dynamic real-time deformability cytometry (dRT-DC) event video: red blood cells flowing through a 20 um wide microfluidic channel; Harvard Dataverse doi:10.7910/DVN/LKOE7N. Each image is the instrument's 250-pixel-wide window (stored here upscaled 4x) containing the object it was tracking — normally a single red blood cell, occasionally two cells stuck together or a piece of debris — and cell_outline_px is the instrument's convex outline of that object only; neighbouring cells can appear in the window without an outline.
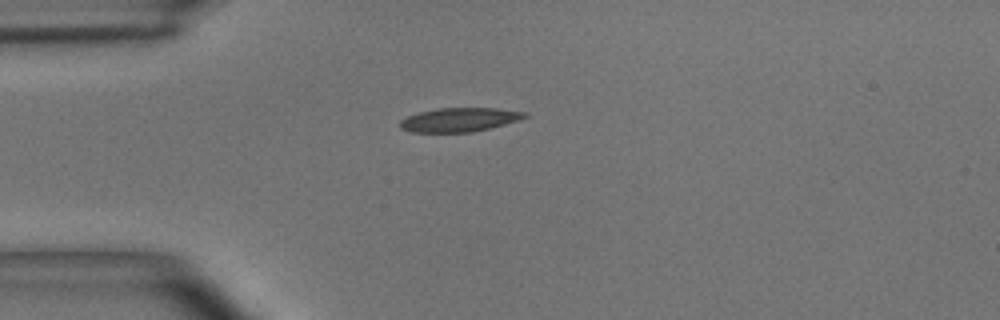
{"species": "common noctule bat (a hibernating species)", "species_latin": "Nyctalus noctula", "temperature_condition": "room temperature", "stored_images_in_passage": 41, "camera_frame_rate_fps": 3000, "um_per_image_px": 0.085, "animal": {"sex": "male", "body_mass_g": 15.6}, "frame": {"image": 1, "passage_image": 1, "time_ms": 0.0, "image_size_px": [1000, 320], "cell_outline_px": [[528, 116], [520, 120], [472, 132], [408, 132], [400, 128], [400, 120], [408, 116], [420, 112], [436, 108], [496, 108], [528, 112]], "centroid_in_image_um": [39.05, 10.17], "position_along_channel_um": 45.9, "area_um2": 17.4}}
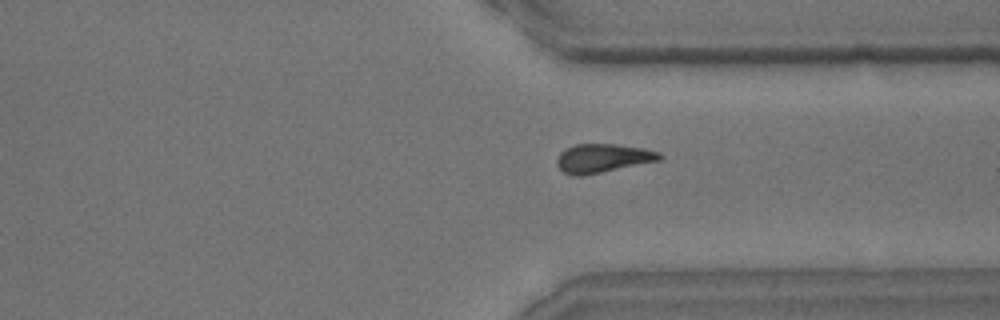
{"frame": {"image": 2, "passage_image": 28, "time_ms": 9.0, "image_size_px": [1000, 320], "cell_outline_px": [[664, 156], [660, 160], [580, 176], [572, 176], [564, 172], [556, 164], [556, 160], [560, 152], [564, 148], [576, 144], [616, 144], [644, 148], [660, 152]], "centroid_in_image_um": [51.22, 13.43], "position_along_channel_um": 360.2, "area_um2": 17.17}}
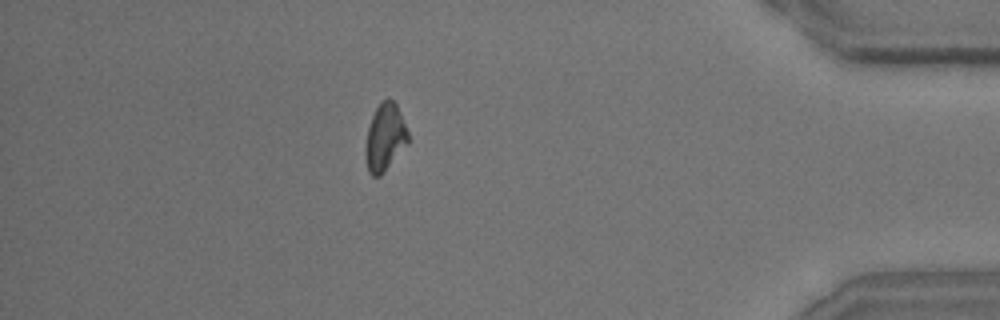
{"frame": {"image": 3, "passage_image": 35, "time_ms": 11.333, "image_size_px": [1000, 320], "cell_outline_px": [[408, 140], [384, 172], [380, 176], [372, 176], [368, 172], [364, 152], [364, 148], [368, 128], [372, 116], [380, 100], [388, 96], [396, 104], [408, 132]], "centroid_in_image_um": [32.67, 11.65], "position_along_channel_um": 402.5, "area_um2": 16.53}, "authors_computed_cell_mechanics": {"area_um2": 17.1666, "velocity_mm_per_s": 3.6555, "shape_relaxation_time_tau1_ms": 5.3039, "shape_relaxation_time_tau2_ms": 9.9217, "deformation_change_tau1": 0.1302, "deformation_change_tau2": 0.1935}}